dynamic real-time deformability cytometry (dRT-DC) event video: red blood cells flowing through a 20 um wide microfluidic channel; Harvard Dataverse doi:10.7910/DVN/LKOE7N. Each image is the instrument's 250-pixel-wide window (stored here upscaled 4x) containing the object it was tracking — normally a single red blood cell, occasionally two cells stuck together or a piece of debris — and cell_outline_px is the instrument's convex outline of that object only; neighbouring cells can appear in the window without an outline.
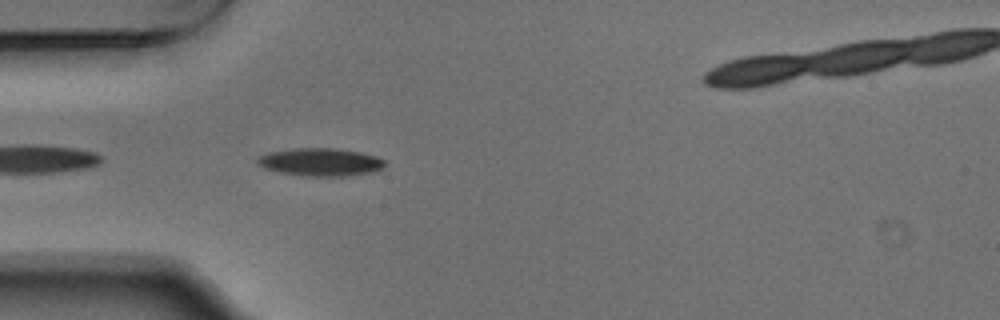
{"species": "Egyptian fruit bat (a non-hibernating species)", "species_latin": "Rousettus aegyptiacus", "temperature_condition": "warm", "stored_images_in_passage": 9, "camera_frame_rate_fps": 3000, "um_per_image_px": 0.085, "animal": {"sex": "male"}, "frame": {"image": 1, "passage_image": 2, "time_ms": 0.333, "image_size_px": [1000, 320], "cell_outline_px": [[384, 168], [372, 172], [344, 176], [308, 176], [280, 172], [264, 168], [256, 160], [260, 156], [268, 152], [296, 148], [332, 148], [360, 152], [376, 156], [384, 160]], "centroid_in_image_um": [27.26, 13.77], "position_along_channel_um": 57.7, "area_um2": 20.46}}
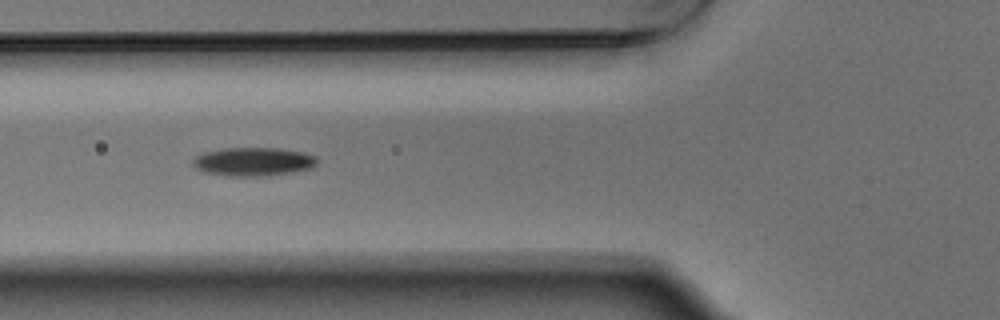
{"frame": {"image": 2, "passage_image": 6, "time_ms": 1.667, "image_size_px": [1000, 320], "cell_outline_px": [[320, 160], [312, 168], [292, 172], [260, 176], [228, 176], [204, 172], [196, 168], [192, 164], [192, 160], [196, 156], [204, 152], [224, 148], [280, 148], [304, 152], [316, 156]], "centroid_in_image_um": [21.55, 13.73], "position_along_channel_um": 104.2, "area_um2": 20.81}}